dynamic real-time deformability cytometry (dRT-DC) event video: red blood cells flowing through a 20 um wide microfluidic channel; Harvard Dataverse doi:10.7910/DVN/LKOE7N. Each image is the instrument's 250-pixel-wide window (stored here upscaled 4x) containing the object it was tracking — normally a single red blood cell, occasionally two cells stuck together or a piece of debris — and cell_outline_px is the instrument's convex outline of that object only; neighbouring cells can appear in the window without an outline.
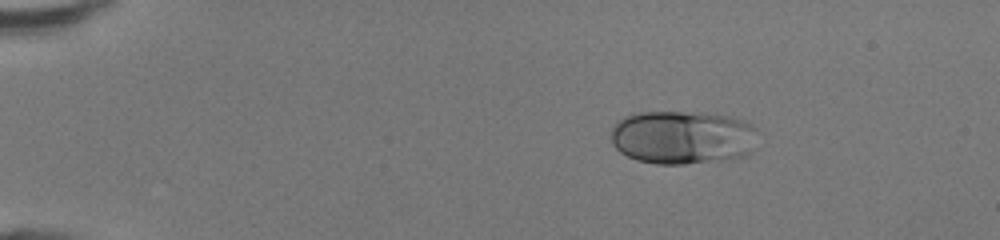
{"species": "human", "species_latin": "Homo sapiens", "temperature_condition": "room temperature", "stored_images_in_passage": 40, "camera_frame_rate_fps": 3000, "um_per_image_px": 0.085, "donor": {"sex": "female"}, "frame": {"image": 1, "passage_image": 1, "time_ms": 0.0, "image_size_px": [1000, 240], "cell_outline_px": [[760, 132], [752, 152], [740, 156], [724, 160], [684, 164], [656, 164], [636, 160], [620, 152], [612, 144], [612, 128], [624, 116], [636, 112], [716, 112], [736, 116], [752, 124]], "centroid_in_image_um": [58.09, 11.65], "position_along_channel_um": 26.9, "area_um2": 46.88}}
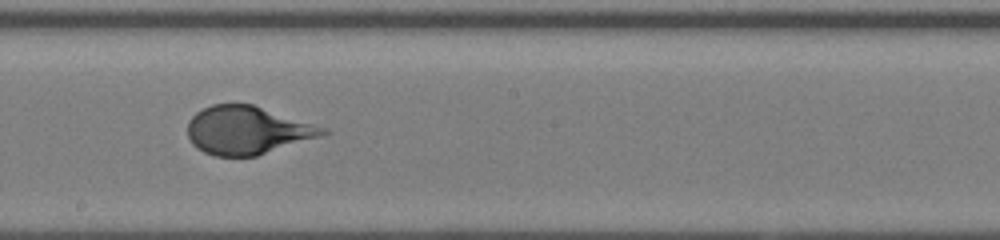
{"frame": {"image": 2, "passage_image": 21, "time_ms": 6.667, "image_size_px": [1000, 240], "cell_outline_px": [[332, 132], [320, 136], [256, 156], [216, 156], [204, 152], [196, 148], [192, 144], [188, 136], [188, 120], [196, 112], [212, 104], [252, 104], [328, 128]], "centroid_in_image_um": [21.01, 11.07], "position_along_channel_um": 227.2, "area_um2": 37.8}}
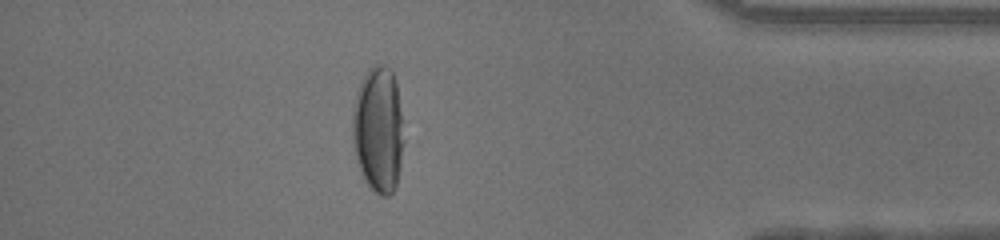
{"frame": {"image": 3, "passage_image": 35, "time_ms": 11.333, "image_size_px": [1000, 240], "cell_outline_px": [[404, 144], [400, 168], [396, 184], [392, 192], [388, 196], [380, 196], [364, 180], [356, 160], [352, 140], [352, 108], [356, 92], [368, 68], [376, 64], [384, 64], [392, 72], [396, 80], [404, 140]], "centroid_in_image_um": [32.14, 11.01], "position_along_channel_um": 403.1, "area_um2": 38.03}, "authors_computed_cell_mechanics": {"area_um2": 39.5063, "velocity_mm_per_s": 4.3593, "shape_relaxation_time_tau1_ms": 3.4936, "shape_relaxation_time_tau2_ms": null, "deformation_change_tau1": 0.2064, "deformation_change_tau2": null}}